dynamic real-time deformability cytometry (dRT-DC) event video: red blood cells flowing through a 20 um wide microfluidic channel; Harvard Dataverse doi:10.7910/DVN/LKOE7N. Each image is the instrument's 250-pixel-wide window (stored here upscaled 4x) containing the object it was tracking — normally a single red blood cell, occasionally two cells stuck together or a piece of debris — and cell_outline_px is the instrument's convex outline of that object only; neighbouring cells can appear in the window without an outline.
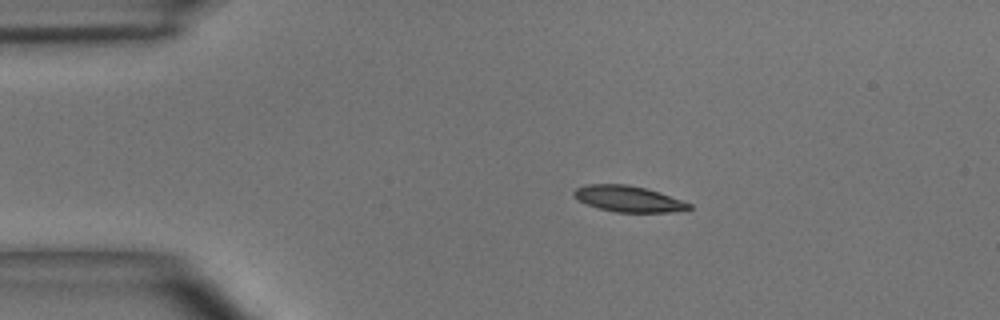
{"species": "common noctule bat (a hibernating species)", "species_latin": "Nyctalus noctula", "temperature_condition": "room temperature", "stored_images_in_passage": 42, "camera_frame_rate_fps": 3000, "um_per_image_px": 0.085, "animal": {"sex": "male", "body_mass_g": 15.6}, "frame": {"image": 1, "passage_image": 1, "time_ms": 0.0, "image_size_px": [1000, 320], "cell_outline_px": [[692, 208], [672, 212], [616, 212], [600, 208], [588, 204], [580, 200], [572, 192], [576, 188], [588, 184], [628, 184], [660, 192], [692, 204]], "centroid_in_image_um": [53.44, 16.89], "position_along_channel_um": 31.6, "area_um2": 17.22}}
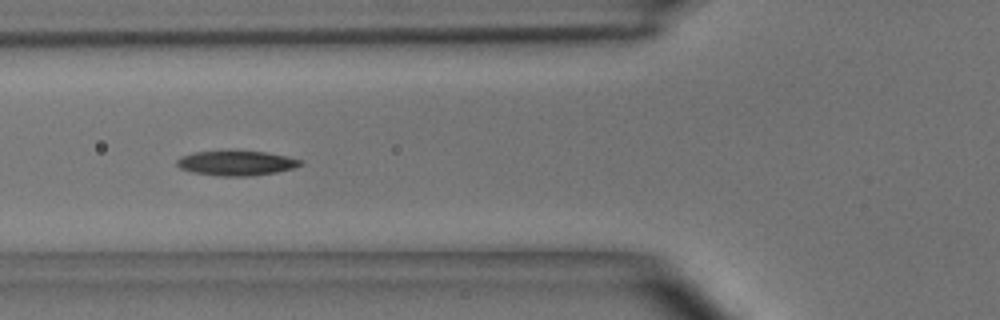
{"frame": {"image": 2, "passage_image": 10, "time_ms": 3.0, "image_size_px": [1000, 320], "cell_outline_px": [[304, 164], [292, 168], [276, 172], [252, 176], [220, 176], [192, 172], [180, 168], [176, 164], [176, 160], [180, 156], [196, 152], [268, 152], [288, 156], [304, 160]], "centroid_in_image_um": [20.12, 13.87], "position_along_channel_um": 105.7, "area_um2": 17.69}}
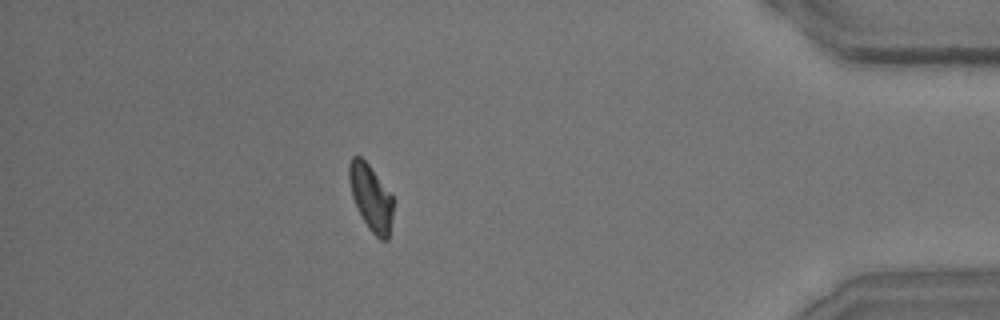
{"frame": {"image": 3, "passage_image": 36, "time_ms": 11.667, "image_size_px": [1000, 320], "cell_outline_px": [[392, 216], [388, 240], [380, 240], [368, 228], [352, 196], [348, 176], [348, 164], [352, 156], [360, 156], [368, 164], [392, 196]], "centroid_in_image_um": [31.51, 16.78], "position_along_channel_um": 403.7, "area_um2": 16.53}, "authors_computed_cell_mechanics": {"area_um2": 17.5134, "velocity_mm_per_s": 3.9511, "shape_relaxation_time_tau1_ms": 3.7192, "shape_relaxation_time_tau2_ms": 7.8178, "deformation_change_tau1": 0.1322, "deformation_change_tau2": 0.1395}}